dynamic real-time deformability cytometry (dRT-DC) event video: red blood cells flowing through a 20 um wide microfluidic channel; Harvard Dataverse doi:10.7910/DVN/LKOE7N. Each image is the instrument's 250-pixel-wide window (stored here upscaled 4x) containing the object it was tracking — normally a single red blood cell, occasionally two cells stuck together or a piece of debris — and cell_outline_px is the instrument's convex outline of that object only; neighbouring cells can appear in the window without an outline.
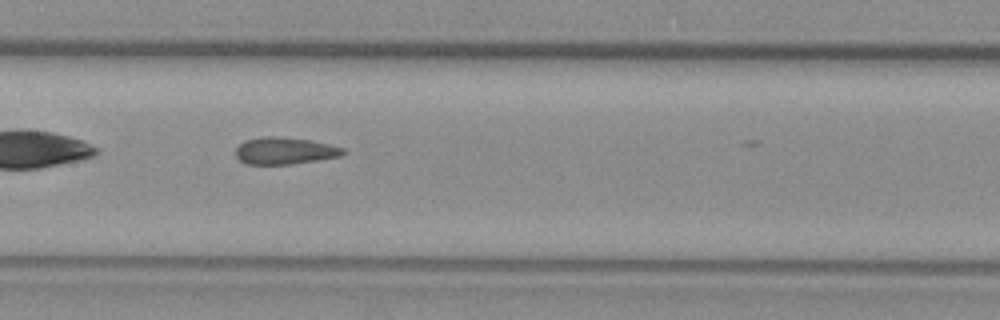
{"species": "common noctule bat (a hibernating species)", "species_latin": "Nyctalus noctula", "temperature_condition": "warm", "stored_images_in_passage": 20, "camera_frame_rate_fps": 3000, "um_per_image_px": 0.085, "animal": {"sex": "female", "body_mass_g": 29.2, "forearm_length_mm": 56.3}, "frame": {"image": 1, "passage_image": 11, "time_ms": 3.333, "image_size_px": [1000, 320], "cell_outline_px": [[344, 152], [340, 156], [292, 164], [248, 164], [240, 160], [236, 156], [236, 148], [244, 140], [264, 136], [276, 136], [312, 140], [344, 148]], "centroid_in_image_um": [24.18, 12.81], "position_along_channel_um": 183.2, "area_um2": 16.76}}